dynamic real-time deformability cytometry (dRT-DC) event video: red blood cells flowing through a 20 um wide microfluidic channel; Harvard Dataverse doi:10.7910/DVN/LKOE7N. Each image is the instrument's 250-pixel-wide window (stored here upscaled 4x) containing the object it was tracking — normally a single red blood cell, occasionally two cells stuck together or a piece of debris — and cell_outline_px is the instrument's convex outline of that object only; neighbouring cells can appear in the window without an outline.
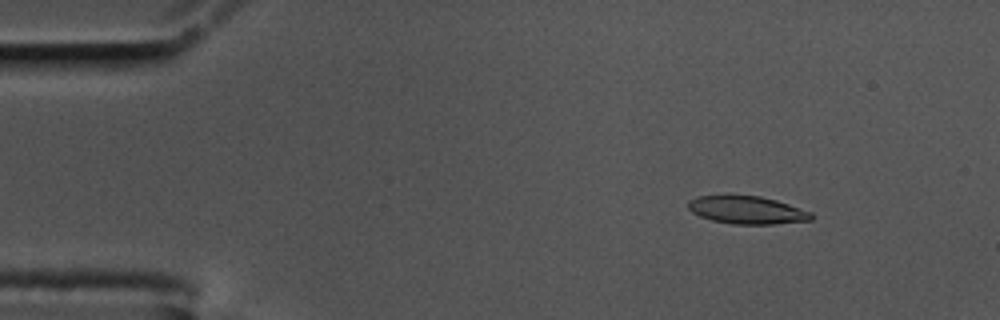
{"species": "common noctule bat (a hibernating species)", "species_latin": "Nyctalus noctula", "temperature_condition": "cold", "stored_images_in_passage": 52, "camera_frame_rate_fps": 3000, "um_per_image_px": 0.085, "animal": {"sex": "male", "body_mass_g": 17.5, "forearm_length_mm": 52.3}, "frame": {"image": 1, "passage_image": 2, "time_ms": 0.333, "image_size_px": [1000, 320], "cell_outline_px": [[812, 220], [772, 224], [732, 224], [712, 220], [700, 216], [692, 212], [688, 208], [688, 200], [696, 196], [724, 192], [728, 192], [760, 196], [776, 200], [812, 212]], "centroid_in_image_um": [63.41, 17.79], "position_along_channel_um": 21.6, "area_um2": 20.75}}
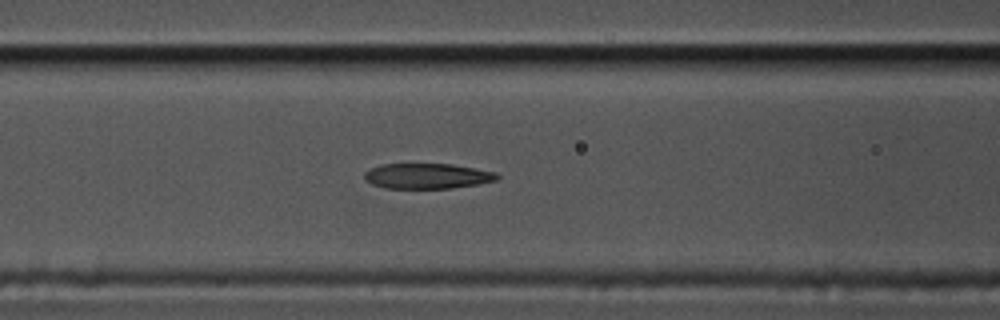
{"frame": {"image": 2, "passage_image": 18, "time_ms": 5.667, "image_size_px": [1000, 320], "cell_outline_px": [[500, 176], [496, 180], [480, 184], [452, 188], [384, 188], [372, 184], [364, 180], [364, 172], [368, 168], [380, 164], [452, 164], [496, 172]], "centroid_in_image_um": [36.28, 14.96], "position_along_channel_um": 130.3, "area_um2": 19.77}}
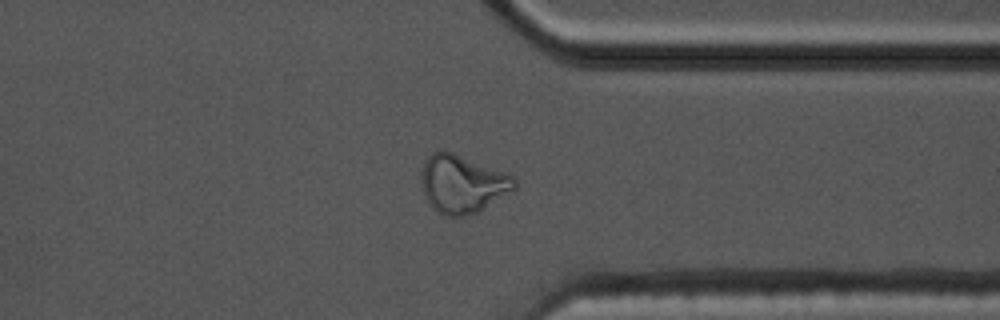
{"frame": {"image": 3, "passage_image": 39, "time_ms": 12.667, "image_size_px": [1000, 320], "cell_outline_px": [[516, 188], [476, 212], [464, 216], [444, 216], [432, 208], [424, 196], [420, 176], [420, 168], [424, 160], [432, 152], [452, 152], [512, 176], [516, 180]], "centroid_in_image_um": [39.22, 15.64], "position_along_channel_um": 372.2, "area_um2": 31.04}, "authors_computed_cell_mechanics": {"area_um2": 21.2415, "velocity_mm_per_s": 3.4872, "shape_relaxation_time_tau1_ms": 10.7149, "shape_relaxation_time_tau2_ms": 1.5096, "deformation_change_tau1": 0.2967, "deformation_change_tau2": 0.0973}}